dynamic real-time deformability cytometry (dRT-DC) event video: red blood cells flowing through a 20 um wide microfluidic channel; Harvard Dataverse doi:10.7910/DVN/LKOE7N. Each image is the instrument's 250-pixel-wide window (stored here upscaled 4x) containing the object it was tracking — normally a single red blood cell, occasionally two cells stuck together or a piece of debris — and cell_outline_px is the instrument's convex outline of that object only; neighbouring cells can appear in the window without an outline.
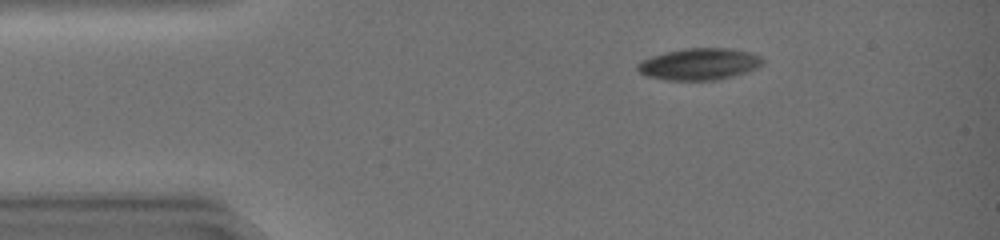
{"species": "common noctule bat (a hibernating species)", "species_latin": "Nyctalus noctula", "temperature_condition": "warm", "stored_images_in_passage": 44, "camera_frame_rate_fps": 3000, "um_per_image_px": 0.085, "animal": {"sex": "female", "body_mass_g": 19.0, "forearm_length_mm": 51.5}, "frame": {"image": 1, "passage_image": 7, "time_ms": 2.0, "image_size_px": [1000, 240], "cell_outline_px": [[764, 64], [756, 68], [732, 76], [716, 80], [668, 80], [648, 76], [640, 72], [636, 68], [636, 64], [652, 56], [664, 52], [684, 48], [728, 48], [752, 52], [760, 56], [764, 60]], "centroid_in_image_um": [59.46, 5.43], "position_along_channel_um": 25.5, "area_um2": 23.06}}
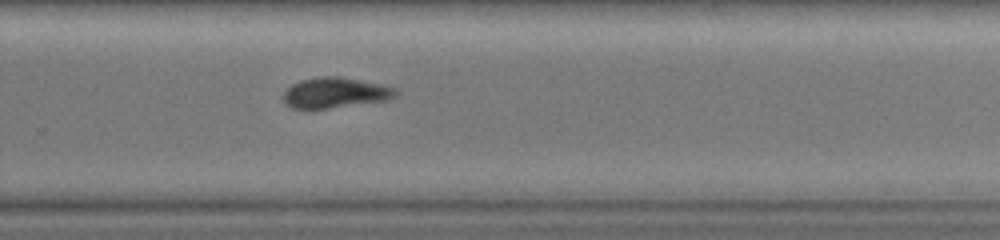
{"frame": {"image": 2, "passage_image": 30, "time_ms": 9.667, "image_size_px": [1000, 240], "cell_outline_px": [[400, 92], [396, 96], [384, 100], [324, 108], [292, 108], [284, 104], [284, 92], [292, 84], [300, 80], [320, 76], [336, 76], [384, 84], [396, 88]], "centroid_in_image_um": [28.5, 7.86], "position_along_channel_um": 301.3, "area_um2": 19.71}}
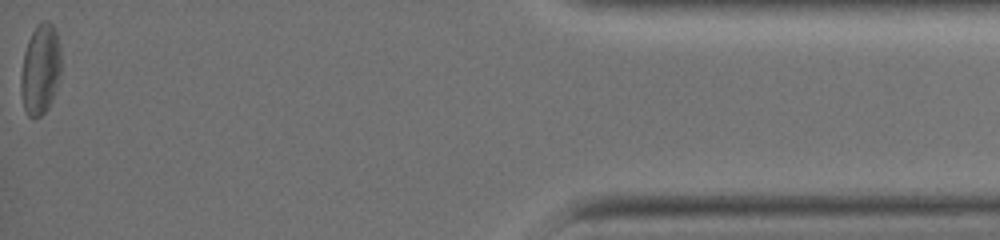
{"frame": {"image": 3, "passage_image": 44, "time_ms": 14.333, "image_size_px": [1000, 240], "cell_outline_px": [[60, 76], [52, 100], [48, 108], [40, 116], [28, 116], [24, 108], [20, 92], [20, 76], [24, 52], [28, 40], [32, 32], [44, 20], [48, 20], [56, 28], [60, 48]], "centroid_in_image_um": [3.43, 5.89], "position_along_channel_um": 431.8, "area_um2": 21.21}, "authors_computed_cell_mechanics": {"area_um2": 22.2241, "velocity_mm_per_s": 4.3714, "shape_relaxation_time_tau1_ms": 2.8806, "shape_relaxation_time_tau2_ms": 4.4631, "deformation_change_tau1": 0.0935, "deformation_change_tau2": 0.1381}}